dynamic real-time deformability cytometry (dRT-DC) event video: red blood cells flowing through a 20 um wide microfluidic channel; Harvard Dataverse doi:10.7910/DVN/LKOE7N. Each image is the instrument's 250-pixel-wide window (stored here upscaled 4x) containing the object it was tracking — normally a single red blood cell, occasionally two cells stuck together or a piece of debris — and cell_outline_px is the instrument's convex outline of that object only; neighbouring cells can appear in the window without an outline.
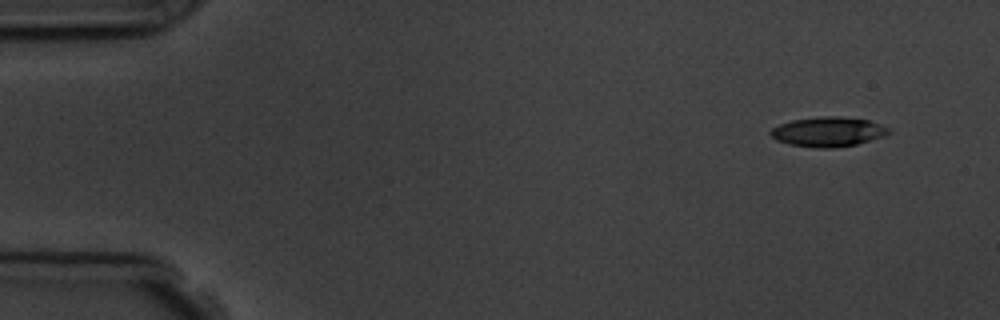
{"species": "common noctule bat (a hibernating species)", "species_latin": "Nyctalus noctula", "temperature_condition": "room temperature", "stored_images_in_passage": 6, "camera_frame_rate_fps": 3000, "um_per_image_px": 0.085, "animal": {"sex": "male", "body_mass_g": 19.5, "forearm_length_mm": 54.6}, "frame": {"image": 1, "passage_image": 1, "time_ms": 0.0, "image_size_px": [1000, 320], "cell_outline_px": [[892, 132], [884, 136], [856, 144], [832, 148], [816, 148], [788, 144], [776, 140], [768, 132], [772, 128], [780, 124], [792, 120], [820, 116], [840, 116], [868, 120], [892, 128]], "centroid_in_image_um": [70.4, 11.2], "position_along_channel_um": 14.6, "area_um2": 20.58}}
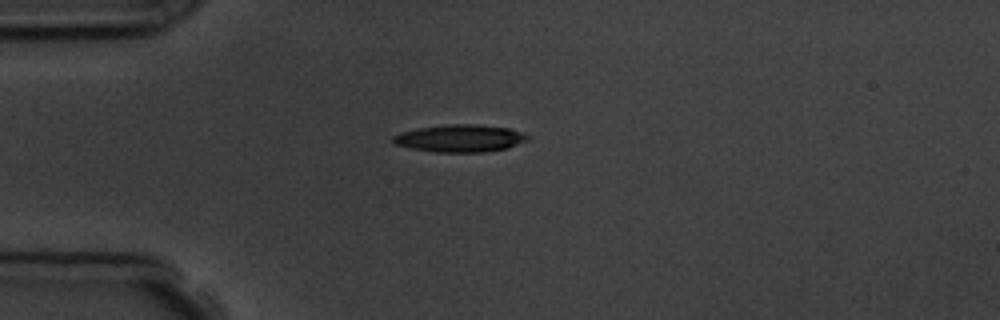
{"frame": {"image": 2, "passage_image": 4, "time_ms": 3.333, "image_size_px": [1000, 320], "cell_outline_px": [[532, 136], [528, 140], [504, 148], [484, 152], [436, 152], [412, 148], [396, 144], [392, 140], [392, 136], [416, 128], [448, 124], [476, 124], [508, 128]], "centroid_in_image_um": [39.11, 11.75], "position_along_channel_um": 45.9, "area_um2": 21.21}}